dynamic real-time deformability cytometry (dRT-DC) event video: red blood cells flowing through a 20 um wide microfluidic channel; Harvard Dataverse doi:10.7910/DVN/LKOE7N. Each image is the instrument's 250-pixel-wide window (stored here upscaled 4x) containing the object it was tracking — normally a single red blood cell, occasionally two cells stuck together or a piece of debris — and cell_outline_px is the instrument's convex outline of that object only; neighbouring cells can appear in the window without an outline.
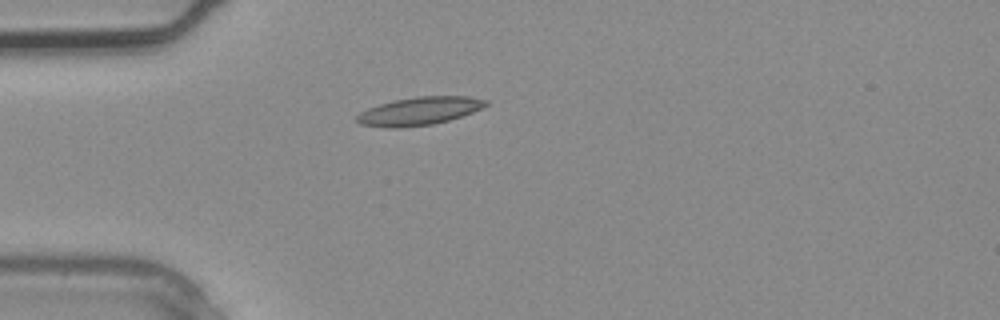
{"species": "common noctule bat (a hibernating species)", "species_latin": "Nyctalus noctula", "temperature_condition": "warm", "stored_images_in_passage": 4, "camera_frame_rate_fps": 3000, "um_per_image_px": 0.085, "animal": {"sex": "male", "body_mass_g": 20.4}, "frame": {"image": 1, "passage_image": 4, "time_ms": 1.0, "image_size_px": [1000, 320], "cell_outline_px": [[488, 104], [472, 112], [448, 120], [432, 124], [400, 128], [384, 128], [360, 124], [356, 120], [356, 116], [360, 112], [368, 108], [380, 104], [396, 100], [416, 96], [468, 96], [488, 100]], "centroid_in_image_um": [35.61, 9.44], "position_along_channel_um": 49.4, "area_um2": 20.98}}